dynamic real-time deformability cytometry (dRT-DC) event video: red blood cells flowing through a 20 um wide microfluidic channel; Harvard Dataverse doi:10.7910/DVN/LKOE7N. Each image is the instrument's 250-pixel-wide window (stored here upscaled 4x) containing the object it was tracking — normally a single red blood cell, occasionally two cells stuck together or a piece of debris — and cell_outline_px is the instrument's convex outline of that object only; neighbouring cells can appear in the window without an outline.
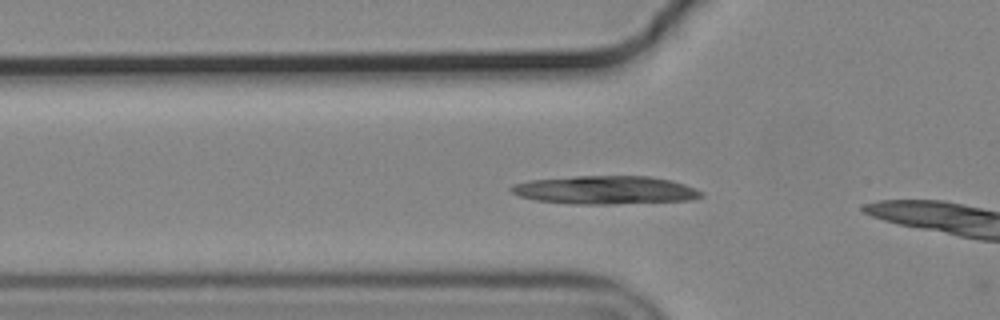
{"species": "common noctule bat (a hibernating species)", "species_latin": "Nyctalus noctula", "temperature_condition": "cold", "stored_images_in_passage": 10, "camera_frame_rate_fps": 3000, "um_per_image_px": 0.085, "animal": {"sex": "male", "body_mass_g": 19.2, "forearm_length_mm": 51.8}, "frame": {"image": 1, "passage_image": 4, "time_ms": 1.0, "image_size_px": [1000, 320], "cell_outline_px": [[704, 196], [692, 200], [608, 204], [576, 204], [536, 200], [520, 196], [512, 192], [508, 188], [512, 184], [528, 180], [576, 176], [648, 176], [672, 180], [696, 188], [704, 192]], "centroid_in_image_um": [51.47, 16.15], "position_along_channel_um": 74.3, "area_um2": 31.44}}
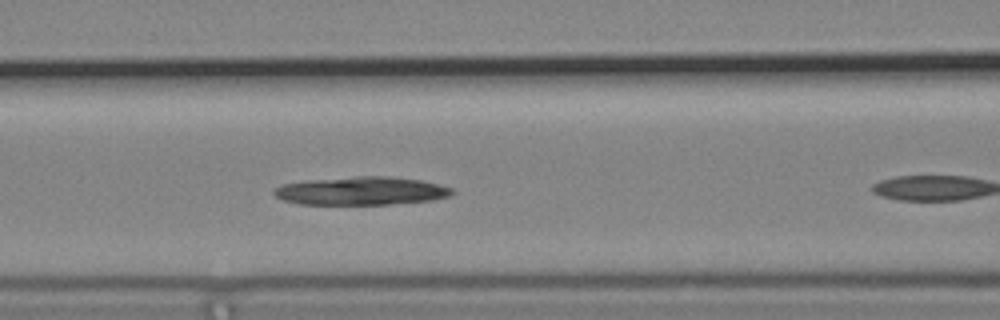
{"frame": {"image": 2, "passage_image": 9, "time_ms": 2.667, "image_size_px": [1000, 320], "cell_outline_px": [[456, 192], [448, 196], [432, 200], [388, 204], [300, 204], [284, 200], [276, 196], [272, 192], [276, 188], [284, 184], [304, 180], [356, 176], [384, 176], [420, 180], [452, 188]], "centroid_in_image_um": [30.69, 16.22], "position_along_channel_um": 135.9, "area_um2": 29.07}}